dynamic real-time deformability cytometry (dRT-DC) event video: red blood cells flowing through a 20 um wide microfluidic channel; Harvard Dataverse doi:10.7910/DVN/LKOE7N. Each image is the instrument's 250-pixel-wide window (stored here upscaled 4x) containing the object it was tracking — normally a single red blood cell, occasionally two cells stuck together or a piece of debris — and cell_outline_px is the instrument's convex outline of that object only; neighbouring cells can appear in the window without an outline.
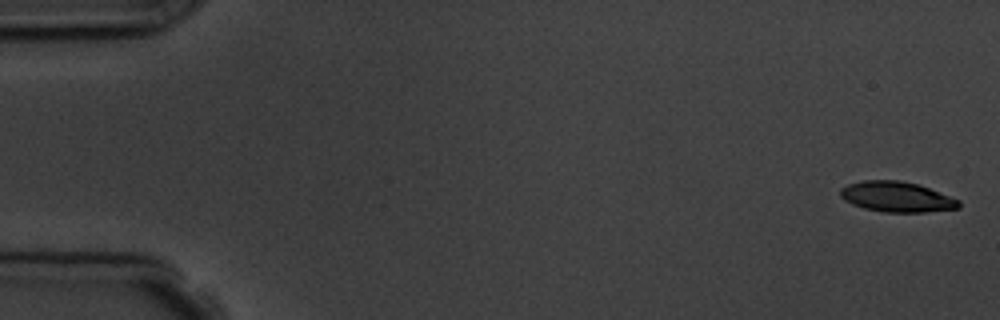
{"species": "common noctule bat (a hibernating species)", "species_latin": "Nyctalus noctula", "temperature_condition": "room temperature", "stored_images_in_passage": 4, "camera_frame_rate_fps": 3000, "um_per_image_px": 0.085, "animal": {"sex": "male", "body_mass_g": 19.5, "forearm_length_mm": 54.6}, "frame": {"image": 1, "passage_image": 1, "time_ms": 0.0, "image_size_px": [1000, 320], "cell_outline_px": [[960, 208], [924, 212], [884, 212], [864, 208], [852, 204], [844, 200], [840, 196], [840, 188], [848, 184], [864, 180], [900, 180], [916, 184], [928, 188], [960, 200]], "centroid_in_image_um": [76.2, 16.73], "position_along_channel_um": 8.8, "area_um2": 20.87}}
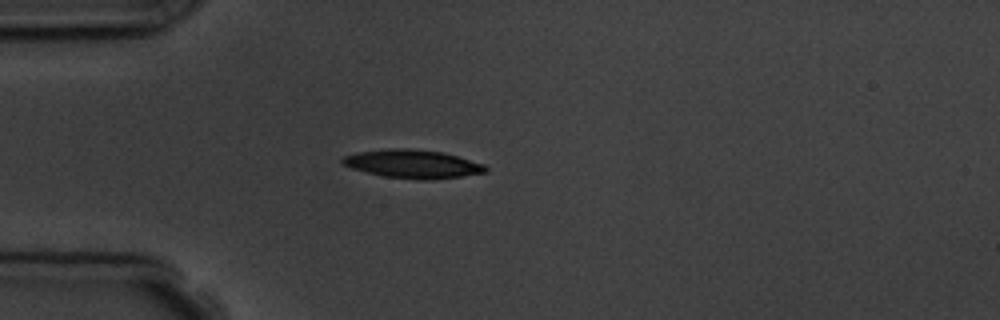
{"frame": {"image": 2, "passage_image": 4, "time_ms": 4.667, "image_size_px": [1000, 320], "cell_outline_px": [[488, 172], [432, 180], [420, 180], [384, 176], [352, 168], [344, 164], [340, 160], [344, 156], [360, 152], [388, 148], [408, 148], [444, 152], [484, 164], [488, 168]], "centroid_in_image_um": [35.12, 13.93], "position_along_channel_um": 49.9, "area_um2": 23.58}}